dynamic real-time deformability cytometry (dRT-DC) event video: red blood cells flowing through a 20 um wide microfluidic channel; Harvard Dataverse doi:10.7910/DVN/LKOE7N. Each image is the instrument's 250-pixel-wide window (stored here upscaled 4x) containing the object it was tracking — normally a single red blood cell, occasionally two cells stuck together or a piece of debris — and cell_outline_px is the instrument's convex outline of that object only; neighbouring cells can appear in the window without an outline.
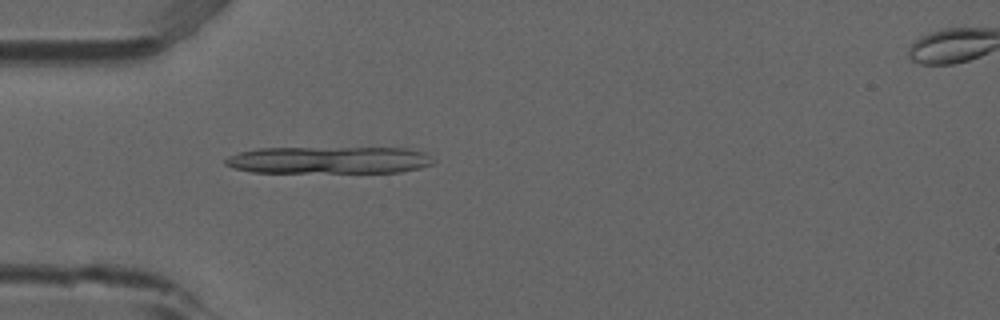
{"species": "common noctule bat (a hibernating species)", "species_latin": "Nyctalus noctula", "temperature_condition": "room temperature", "stored_images_in_passage": 52, "segment_of_instrument_passage": [1, 2], "camera_frame_rate_fps": 3000, "um_per_image_px": 0.085, "animal": {"sex": "male", "forearm_length_mm": 52.5}, "frame": {"image": 1, "passage_image": 15, "time_ms": 4.667, "image_size_px": [1000, 320], "cell_outline_px": [[436, 160], [432, 164], [420, 168], [400, 172], [252, 172], [232, 168], [224, 164], [224, 160], [228, 156], [240, 152], [256, 148], [408, 148], [424, 152]], "centroid_in_image_um": [27.96, 13.6], "position_along_channel_um": 57.0, "area_um2": 33.06}}